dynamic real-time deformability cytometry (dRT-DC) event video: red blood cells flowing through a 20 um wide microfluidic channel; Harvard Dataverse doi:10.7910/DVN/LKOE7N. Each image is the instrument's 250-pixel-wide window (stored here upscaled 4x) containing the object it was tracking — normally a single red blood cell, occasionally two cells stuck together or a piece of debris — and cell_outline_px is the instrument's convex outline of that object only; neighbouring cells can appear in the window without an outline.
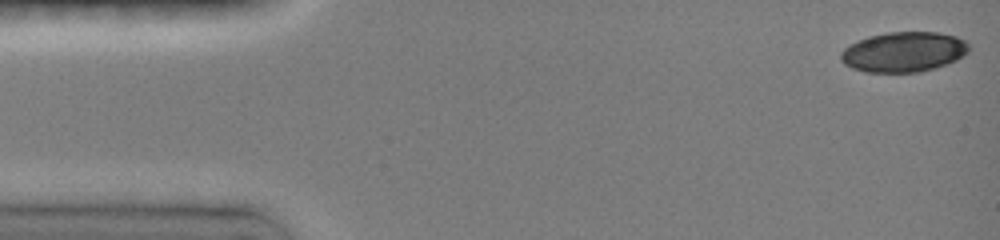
{"species": "common noctule bat (a hibernating species)", "species_latin": "Nyctalus noctula", "temperature_condition": "room temperature", "stored_images_in_passage": 6, "camera_frame_rate_fps": 3000, "um_per_image_px": 0.085, "animal": {"sex": "female", "body_mass_g": 19.0, "forearm_length_mm": 51.5}, "frame": {"image": 1, "passage_image": 1, "time_ms": 0.0, "image_size_px": [1000, 240], "cell_outline_px": [[968, 52], [964, 56], [948, 64], [920, 72], [864, 72], [852, 68], [844, 64], [840, 60], [840, 52], [848, 44], [868, 36], [888, 32], [940, 32], [956, 36], [964, 40], [968, 44]], "centroid_in_image_um": [76.79, 4.41], "position_along_channel_um": 8.2, "area_um2": 30.23}}